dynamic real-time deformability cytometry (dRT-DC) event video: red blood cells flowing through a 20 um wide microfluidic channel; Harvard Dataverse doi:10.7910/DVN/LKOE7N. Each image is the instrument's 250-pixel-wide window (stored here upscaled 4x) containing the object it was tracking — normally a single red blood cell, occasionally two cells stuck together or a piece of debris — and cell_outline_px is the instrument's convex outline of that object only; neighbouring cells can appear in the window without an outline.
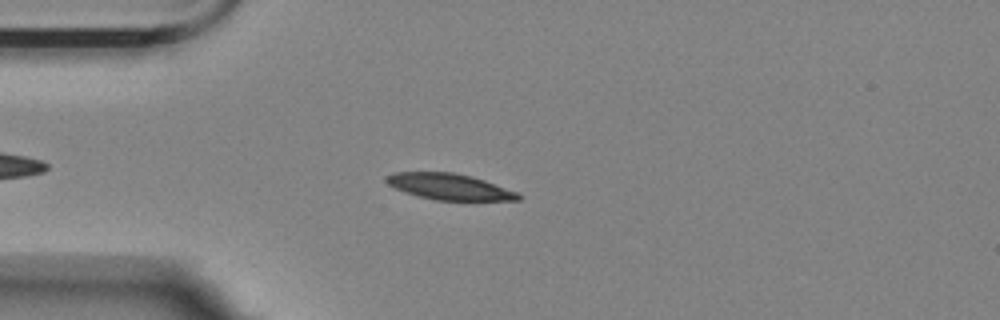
{"species": "Egyptian fruit bat (a non-hibernating species)", "species_latin": "Rousettus aegyptiacus", "temperature_condition": "room temperature", "stored_images_in_passage": 45, "camera_frame_rate_fps": 3000, "um_per_image_px": 0.085, "animal": {"sex": "female"}, "frame": {"image": 1, "passage_image": 3, "time_ms": 0.667, "image_size_px": [1000, 320], "cell_outline_px": [[520, 200], [436, 200], [416, 196], [404, 192], [388, 184], [384, 180], [384, 176], [392, 172], [452, 172], [472, 176], [484, 180], [516, 192], [520, 196]], "centroid_in_image_um": [38.12, 15.86], "position_along_channel_um": 46.9, "area_um2": 20.0}}
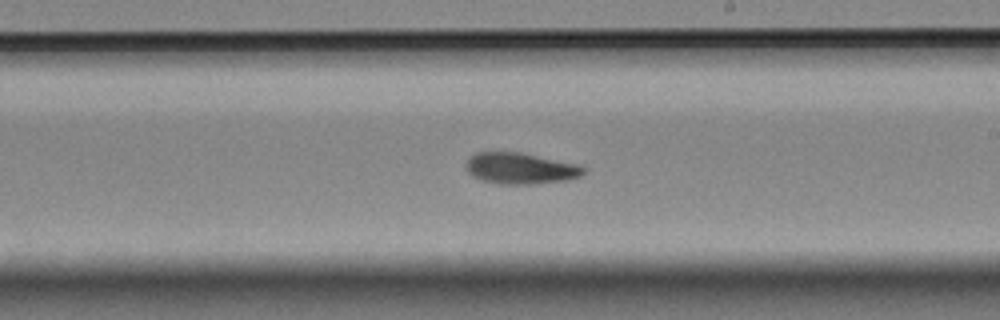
{"frame": {"image": 2, "passage_image": 21, "time_ms": 6.667, "image_size_px": [1000, 320], "cell_outline_px": [[584, 172], [580, 176], [568, 180], [536, 184], [500, 184], [480, 180], [472, 176], [464, 168], [464, 164], [468, 156], [476, 152], [520, 152], [580, 164], [584, 168]], "centroid_in_image_um": [44.19, 14.31], "position_along_channel_um": 244.8, "area_um2": 21.79}}
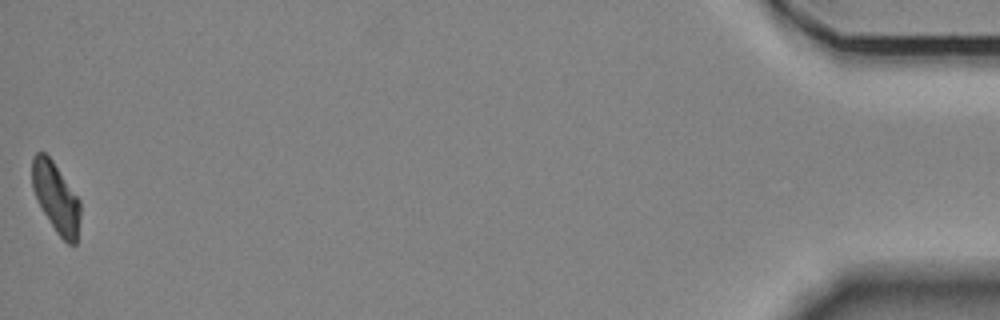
{"frame": {"image": 3, "passage_image": 45, "time_ms": 14.667, "image_size_px": [1000, 320], "cell_outline_px": [[80, 216], [76, 244], [68, 244], [56, 232], [36, 200], [32, 188], [32, 156], [36, 152], [44, 152], [52, 160], [80, 200]], "centroid_in_image_um": [4.74, 16.79], "position_along_channel_um": 430.5, "area_um2": 19.54}, "authors_computed_cell_mechanics": {"area_um2": 21.1548, "velocity_mm_per_s": 3.5165, "shape_relaxation_time_tau1_ms": null, "shape_relaxation_time_tau2_ms": 6.2558, "deformation_change_tau1": null, "deformation_change_tau2": 0.1152}}